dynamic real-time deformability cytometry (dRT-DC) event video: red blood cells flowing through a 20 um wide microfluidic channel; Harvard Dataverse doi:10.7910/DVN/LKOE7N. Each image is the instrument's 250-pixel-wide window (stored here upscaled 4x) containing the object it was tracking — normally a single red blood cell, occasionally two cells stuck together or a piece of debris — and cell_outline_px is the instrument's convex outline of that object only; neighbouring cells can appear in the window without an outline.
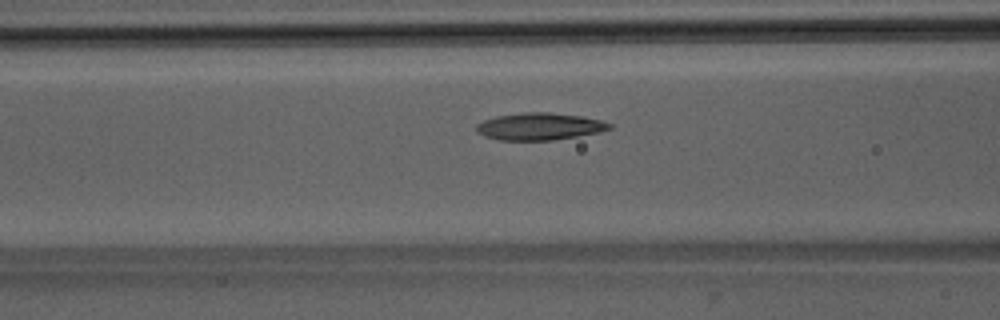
{"species": "Egyptian fruit bat (a non-hibernating species)", "species_latin": "Rousettus aegyptiacus", "temperature_condition": "room temperature", "stored_images_in_passage": 38, "camera_frame_rate_fps": 3000, "um_per_image_px": 0.085, "animal": {"sex": "male"}, "frame": {"image": 1, "passage_image": 7, "time_ms": 2.0, "image_size_px": [1000, 320], "cell_outline_px": [[612, 128], [600, 132], [552, 140], [496, 140], [484, 136], [476, 132], [476, 124], [484, 120], [496, 116], [524, 112], [548, 112], [584, 116], [600, 120], [612, 124]], "centroid_in_image_um": [45.84, 10.74], "position_along_channel_um": 120.8, "area_um2": 21.15}}
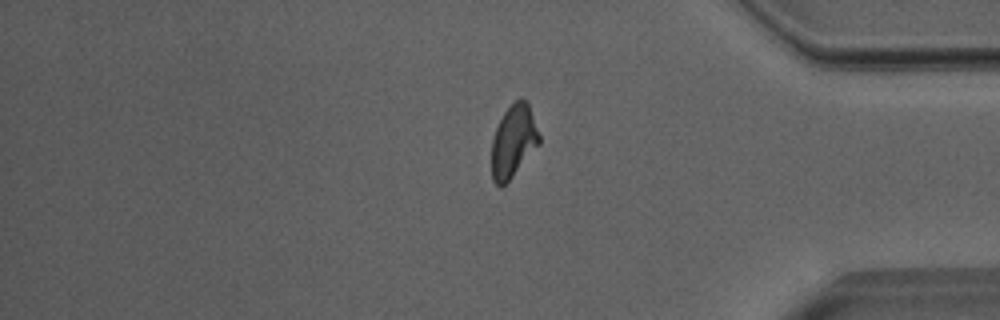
{"frame": {"image": 2, "passage_image": 29, "time_ms": 9.333, "image_size_px": [1000, 320], "cell_outline_px": [[540, 144], [512, 176], [500, 188], [492, 180], [492, 140], [496, 128], [504, 112], [520, 96], [528, 100], [540, 136]], "centroid_in_image_um": [43.66, 11.97], "position_along_channel_um": 391.5, "area_um2": 20.06}}
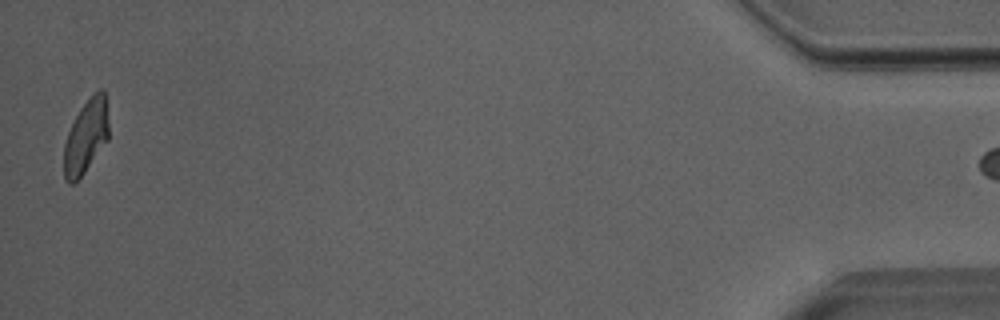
{"frame": {"image": 3, "passage_image": 37, "time_ms": 12.0, "image_size_px": [1000, 320], "cell_outline_px": [[108, 140], [84, 172], [72, 184], [68, 184], [64, 180], [64, 144], [68, 132], [80, 108], [100, 88], [104, 88], [108, 120]], "centroid_in_image_um": [7.3, 11.62], "position_along_channel_um": 427.9, "area_um2": 18.96}}